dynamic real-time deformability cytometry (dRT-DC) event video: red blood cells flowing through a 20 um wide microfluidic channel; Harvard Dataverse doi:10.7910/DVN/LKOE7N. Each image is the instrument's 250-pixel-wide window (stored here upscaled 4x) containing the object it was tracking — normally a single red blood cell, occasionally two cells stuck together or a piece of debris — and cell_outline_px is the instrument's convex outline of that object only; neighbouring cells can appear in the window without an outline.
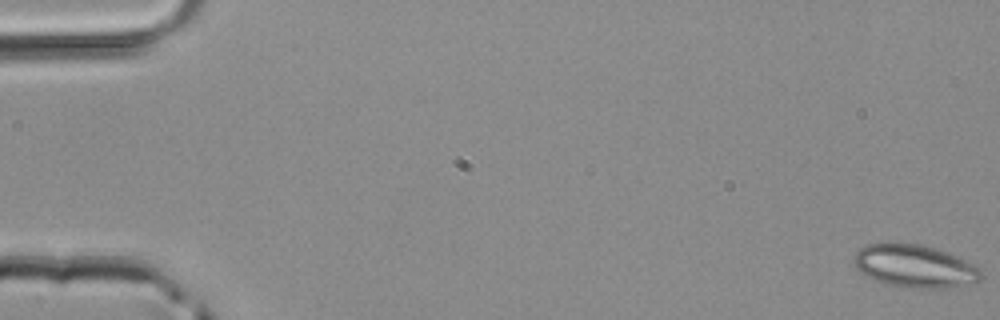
{"species": "common noctule bat (a hibernating species)", "species_latin": "Nyctalus noctula", "temperature_condition": "room temperature", "stored_images_in_passage": 5, "camera_frame_rate_fps": 3000, "um_per_image_px": 0.085, "animal": {"sex": "male", "body_mass_g": 20.4}, "frame": {"image": 1, "passage_image": 1, "time_ms": 0.0, "image_size_px": [1000, 320], "cell_outline_px": [[984, 276], [976, 280], [948, 288], [908, 288], [888, 284], [872, 280], [864, 276], [856, 268], [852, 260], [856, 252], [860, 248], [868, 244], [920, 244], [956, 256], [976, 264], [984, 272]], "centroid_in_image_um": [77.72, 22.64], "position_along_channel_um": 7.3, "area_um2": 31.5}}
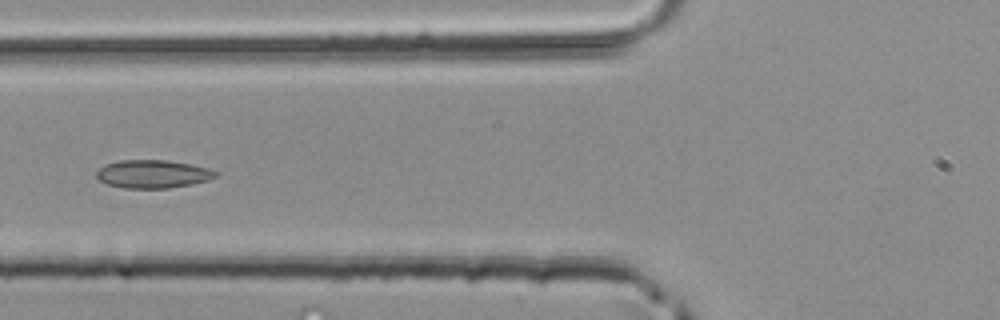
{"frame": {"image": 2, "passage_image": 5, "time_ms": 1.333, "image_size_px": [1000, 320], "cell_outline_px": [[220, 176], [208, 180], [192, 184], [168, 188], [124, 188], [108, 184], [100, 180], [96, 176], [96, 172], [104, 164], [120, 160], [168, 160], [192, 164], [208, 168], [220, 172]], "centroid_in_image_um": [13.04, 14.78], "position_along_channel_um": 112.8, "area_um2": 19.71}}